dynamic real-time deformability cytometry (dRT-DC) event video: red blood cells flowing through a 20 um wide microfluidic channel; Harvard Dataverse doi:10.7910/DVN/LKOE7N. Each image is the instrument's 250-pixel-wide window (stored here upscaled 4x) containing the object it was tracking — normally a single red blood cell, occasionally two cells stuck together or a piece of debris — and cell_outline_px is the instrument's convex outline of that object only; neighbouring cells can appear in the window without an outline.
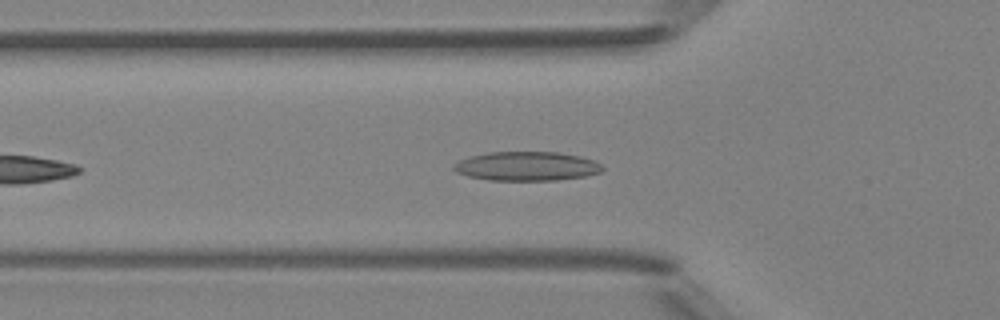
{"species": "Egyptian fruit bat (a non-hibernating species)", "species_latin": "Rousettus aegyptiacus", "temperature_condition": "room temperature", "stored_images_in_passage": 32, "camera_frame_rate_fps": 3000, "um_per_image_px": 0.085, "animal": {"sex": "female"}, "frame": {"image": 1, "passage_image": 7, "time_ms": 2.0, "image_size_px": [1000, 320], "cell_outline_px": [[604, 168], [600, 172], [584, 176], [556, 180], [488, 180], [468, 176], [456, 172], [452, 168], [452, 164], [468, 156], [488, 152], [560, 152], [580, 156], [596, 160]], "centroid_in_image_um": [44.75, 14.12], "position_along_channel_um": 81.1, "area_um2": 25.37}}
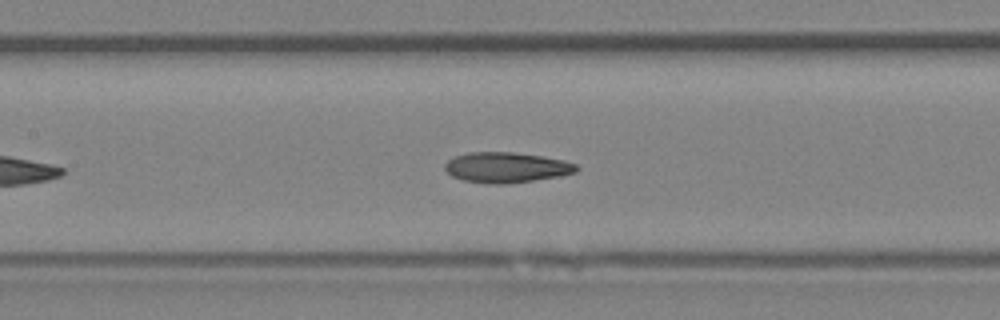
{"frame": {"image": 2, "passage_image": 13, "time_ms": 4.0, "image_size_px": [1000, 320], "cell_outline_px": [[580, 168], [576, 172], [560, 176], [508, 184], [488, 184], [464, 180], [452, 176], [444, 168], [444, 164], [448, 160], [456, 156], [468, 152], [512, 152], [540, 156], [564, 160], [576, 164]], "centroid_in_image_um": [43.05, 14.24], "position_along_channel_um": 164.4, "area_um2": 23.29}}
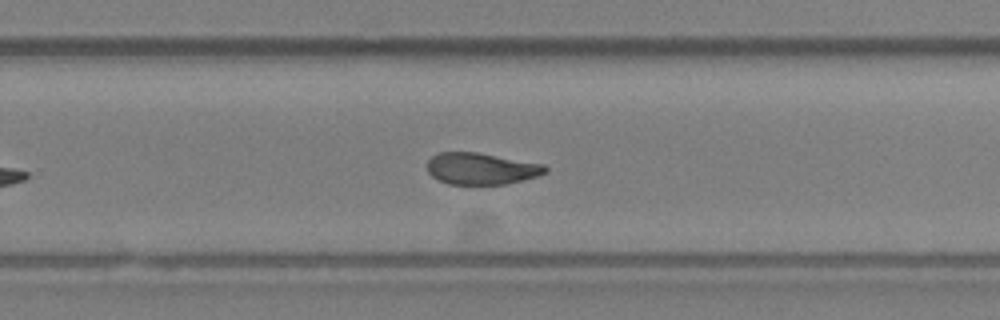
{"frame": {"image": 3, "passage_image": 22, "time_ms": 7.0, "image_size_px": [1000, 320], "cell_outline_px": [[548, 172], [540, 176], [508, 184], [448, 184], [436, 180], [428, 172], [428, 160], [432, 156], [440, 152], [476, 152], [544, 164], [548, 168]], "centroid_in_image_um": [40.93, 14.34], "position_along_channel_um": 288.9, "area_um2": 21.96}, "authors_computed_cell_mechanics": {"area_um2": 22.7443, "velocity_mm_per_s": 4.1688, "shape_relaxation_time_tau1_ms": null, "shape_relaxation_time_tau2_ms": 2.1905, "deformation_change_tau1": null, "deformation_change_tau2": 0.0962}}